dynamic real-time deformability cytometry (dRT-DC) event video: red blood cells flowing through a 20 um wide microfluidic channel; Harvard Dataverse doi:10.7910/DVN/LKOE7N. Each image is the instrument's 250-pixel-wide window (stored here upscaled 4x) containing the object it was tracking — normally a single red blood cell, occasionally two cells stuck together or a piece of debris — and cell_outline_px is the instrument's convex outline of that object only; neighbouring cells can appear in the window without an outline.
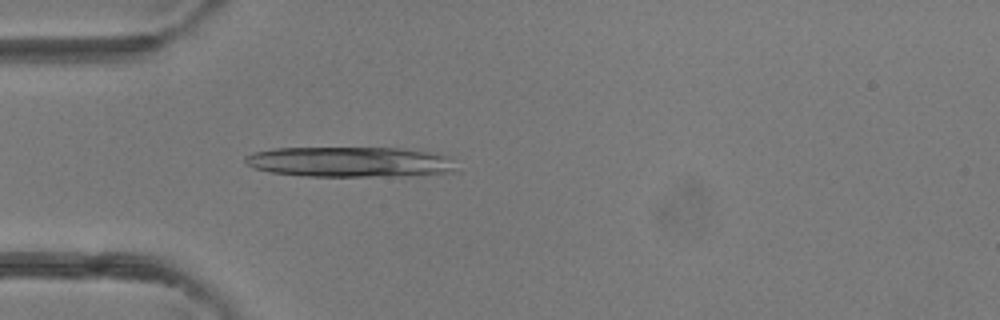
{"species": "common noctule bat (a hibernating species)", "species_latin": "Nyctalus noctula", "temperature_condition": "room temperature", "stored_images_in_passage": 3, "camera_frame_rate_fps": 3000, "um_per_image_px": 0.085, "animal": {"sex": "female"}, "frame": {"image": 1, "passage_image": 3, "time_ms": 2.333, "image_size_px": [1000, 320], "cell_outline_px": [[460, 172], [400, 176], [308, 176], [268, 172], [256, 168], [248, 164], [244, 160], [244, 156], [252, 152], [272, 148], [404, 148], [428, 152], [448, 156], [452, 160]], "centroid_in_image_um": [29.78, 13.76], "position_along_channel_um": 55.2, "area_um2": 37.57}}